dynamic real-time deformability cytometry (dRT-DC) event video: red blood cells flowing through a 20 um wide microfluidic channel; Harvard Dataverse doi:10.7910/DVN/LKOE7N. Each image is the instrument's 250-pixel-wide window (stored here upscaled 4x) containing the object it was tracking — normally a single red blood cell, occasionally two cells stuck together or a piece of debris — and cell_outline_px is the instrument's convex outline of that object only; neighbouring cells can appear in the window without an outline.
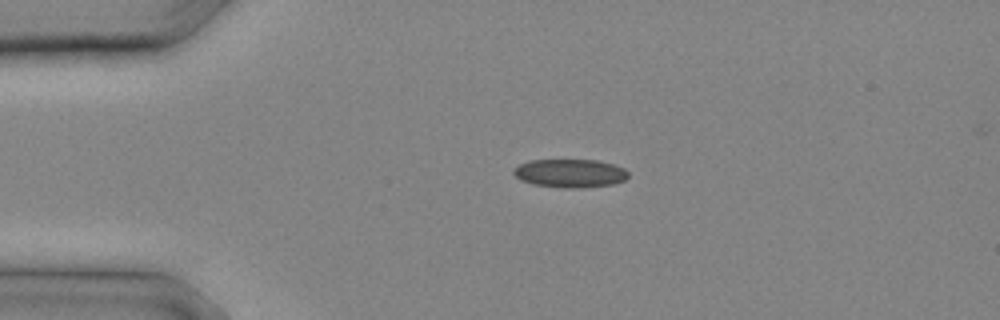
{"species": "common noctule bat (a hibernating species)", "species_latin": "Nyctalus noctula", "temperature_condition": "cold", "stored_images_in_passage": 4, "camera_frame_rate_fps": 3000, "um_per_image_px": 0.085, "animal": {"sex": "male", "body_mass_g": 20.4}, "frame": {"image": 1, "passage_image": 1, "time_ms": 0.0, "image_size_px": [1000, 320], "cell_outline_px": [[628, 176], [624, 180], [612, 184], [584, 188], [564, 188], [532, 184], [520, 180], [512, 172], [512, 168], [528, 160], [596, 160], [612, 164], [624, 168], [628, 172]], "centroid_in_image_um": [48.42, 14.73], "position_along_channel_um": 36.6, "area_um2": 19.07}}